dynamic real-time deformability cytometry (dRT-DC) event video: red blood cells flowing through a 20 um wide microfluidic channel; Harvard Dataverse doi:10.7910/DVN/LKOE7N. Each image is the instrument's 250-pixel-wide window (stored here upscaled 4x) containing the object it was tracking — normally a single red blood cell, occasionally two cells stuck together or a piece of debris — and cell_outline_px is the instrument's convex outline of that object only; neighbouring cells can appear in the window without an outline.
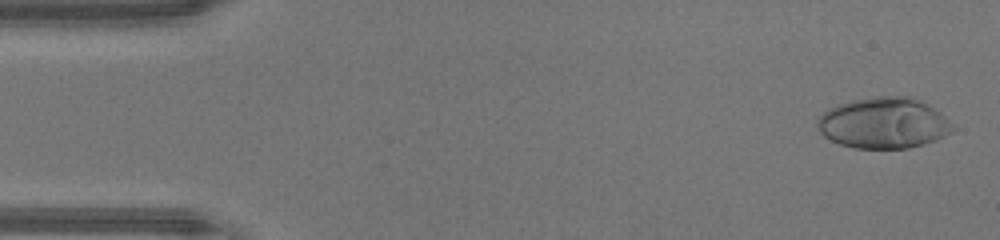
{"species": "human", "species_latin": "Homo sapiens", "temperature_condition": "warm", "stored_images_in_passage": 44, "camera_frame_rate_fps": 3000, "um_per_image_px": 0.085, "donor": {"sex": "male"}, "frame": {"image": 1, "passage_image": 2, "time_ms": 0.333, "image_size_px": [1000, 240], "cell_outline_px": [[956, 128], [944, 136], [936, 140], [924, 144], [908, 148], [856, 148], [840, 144], [828, 140], [820, 132], [816, 124], [816, 120], [828, 108], [852, 100], [876, 96], [912, 96], [928, 104], [944, 116]], "centroid_in_image_um": [75.1, 10.45], "position_along_channel_um": 9.9, "area_um2": 40.23}}
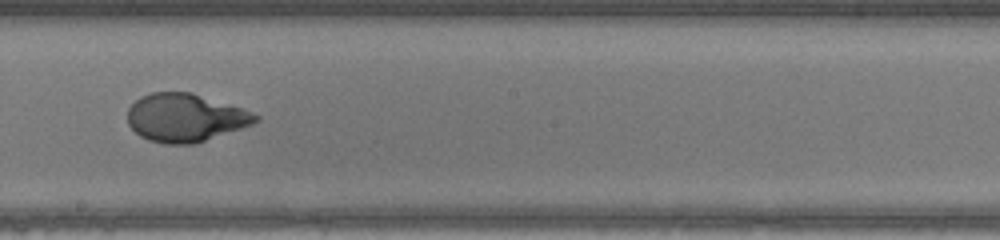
{"frame": {"image": 2, "passage_image": 26, "time_ms": 8.333, "image_size_px": [1000, 240], "cell_outline_px": [[260, 120], [252, 124], [192, 144], [164, 144], [148, 140], [140, 136], [128, 124], [128, 108], [140, 96], [152, 92], [192, 92], [252, 112], [260, 116]], "centroid_in_image_um": [15.71, 10.0], "position_along_channel_um": 232.5, "area_um2": 35.55}}
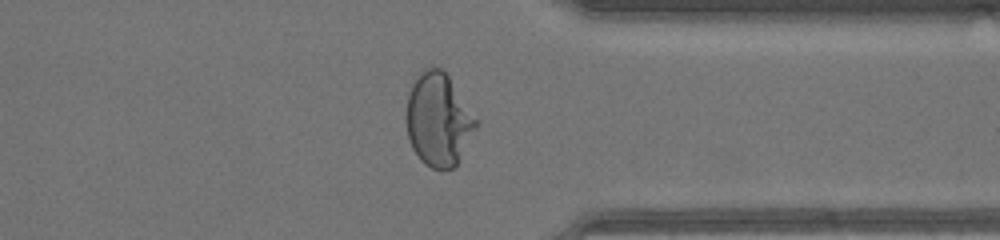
{"frame": {"image": 3, "passage_image": 36, "time_ms": 11.667, "image_size_px": [1000, 240], "cell_outline_px": [[480, 124], [456, 164], [452, 168], [432, 168], [424, 164], [420, 160], [412, 148], [408, 136], [408, 92], [412, 84], [420, 72], [424, 68], [432, 64], [440, 68], [448, 76], [480, 120]], "centroid_in_image_um": [37.31, 10.14], "position_along_channel_um": 374.1, "area_um2": 37.8}}